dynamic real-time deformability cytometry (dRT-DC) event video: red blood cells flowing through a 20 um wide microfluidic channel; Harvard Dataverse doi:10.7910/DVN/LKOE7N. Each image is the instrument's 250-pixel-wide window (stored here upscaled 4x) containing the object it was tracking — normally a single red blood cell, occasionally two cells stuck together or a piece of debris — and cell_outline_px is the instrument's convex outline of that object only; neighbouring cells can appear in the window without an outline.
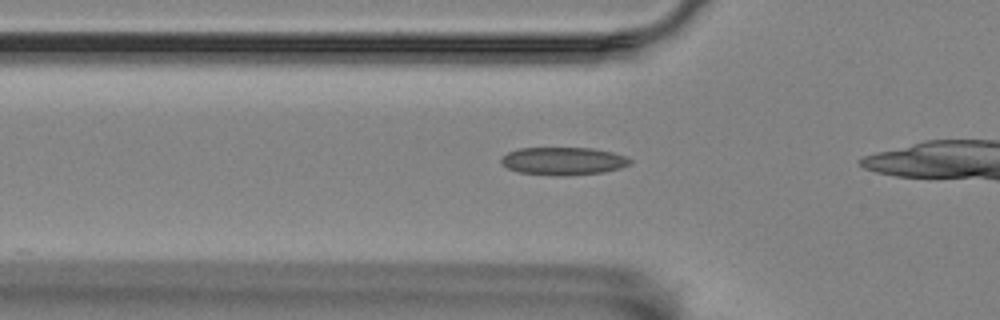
{"species": "Egyptian fruit bat (a non-hibernating species)", "species_latin": "Rousettus aegyptiacus", "temperature_condition": "room temperature", "stored_images_in_passage": 37, "camera_frame_rate_fps": 3000, "um_per_image_px": 0.085, "animal": {"sex": "female"}, "frame": {"image": 1, "passage_image": 9, "time_ms": 2.667, "image_size_px": [1000, 320], "cell_outline_px": [[632, 160], [628, 164], [620, 168], [604, 172], [568, 176], [560, 176], [520, 172], [508, 168], [500, 164], [500, 160], [508, 152], [520, 148], [592, 148], [612, 152], [628, 156]], "centroid_in_image_um": [47.89, 13.69], "position_along_channel_um": 77.9, "area_um2": 20.92}}
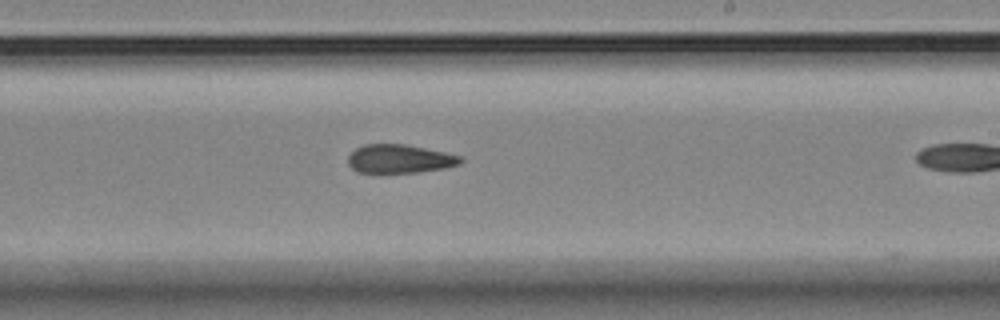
{"frame": {"image": 2, "passage_image": 24, "time_ms": 7.667, "image_size_px": [1000, 320], "cell_outline_px": [[464, 160], [460, 164], [444, 168], [416, 172], [356, 172], [348, 164], [348, 156], [356, 148], [364, 144], [408, 144], [444, 152], [460, 156]], "centroid_in_image_um": [33.96, 13.49], "position_along_channel_um": 255.0, "area_um2": 18.67}}
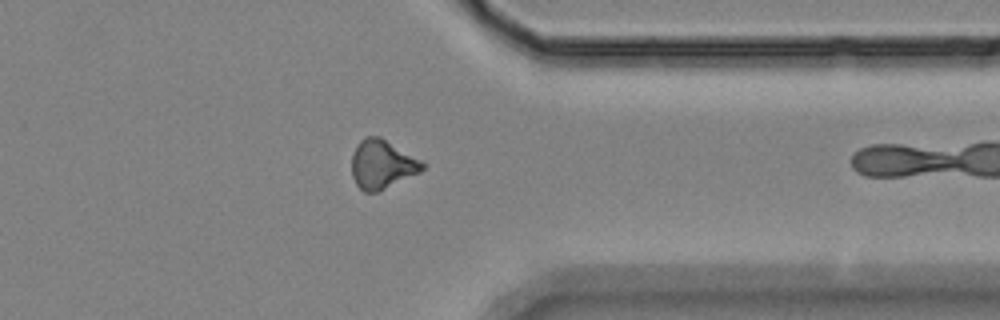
{"frame": {"image": 3, "passage_image": 35, "time_ms": 11.333, "image_size_px": [1000, 320], "cell_outline_px": [[424, 168], [420, 172], [380, 192], [364, 192], [356, 184], [352, 176], [352, 152], [356, 144], [360, 140], [368, 136], [380, 136], [420, 160], [424, 164]], "centroid_in_image_um": [32.44, 13.98], "position_along_channel_um": 379.0, "area_um2": 20.17}}